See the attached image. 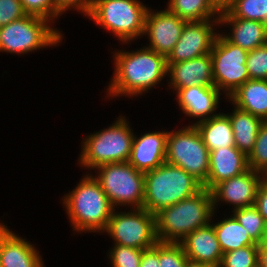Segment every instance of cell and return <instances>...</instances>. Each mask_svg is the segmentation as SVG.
<instances>
[{"label":"cell","mask_w":267,"mask_h":267,"mask_svg":"<svg viewBox=\"0 0 267 267\" xmlns=\"http://www.w3.org/2000/svg\"><path fill=\"white\" fill-rule=\"evenodd\" d=\"M112 58L114 71L105 91L108 99L138 98L167 78L166 57L145 46L135 51L115 49Z\"/></svg>","instance_id":"6da1fadb"},{"label":"cell","mask_w":267,"mask_h":267,"mask_svg":"<svg viewBox=\"0 0 267 267\" xmlns=\"http://www.w3.org/2000/svg\"><path fill=\"white\" fill-rule=\"evenodd\" d=\"M61 198L75 234H102L105 231L114 208L91 173L83 174L74 189Z\"/></svg>","instance_id":"7a4b0ae2"},{"label":"cell","mask_w":267,"mask_h":267,"mask_svg":"<svg viewBox=\"0 0 267 267\" xmlns=\"http://www.w3.org/2000/svg\"><path fill=\"white\" fill-rule=\"evenodd\" d=\"M215 214L211 191L203 188L155 214L158 242L180 243L189 233L211 223Z\"/></svg>","instance_id":"3957f363"},{"label":"cell","mask_w":267,"mask_h":267,"mask_svg":"<svg viewBox=\"0 0 267 267\" xmlns=\"http://www.w3.org/2000/svg\"><path fill=\"white\" fill-rule=\"evenodd\" d=\"M120 115L107 128L84 136L77 162L82 169L92 172L102 164L128 162L135 133L128 117Z\"/></svg>","instance_id":"277c9868"},{"label":"cell","mask_w":267,"mask_h":267,"mask_svg":"<svg viewBox=\"0 0 267 267\" xmlns=\"http://www.w3.org/2000/svg\"><path fill=\"white\" fill-rule=\"evenodd\" d=\"M143 208L156 214L163 208L190 198L203 189V185L180 167L163 163L144 173Z\"/></svg>","instance_id":"5b68a950"},{"label":"cell","mask_w":267,"mask_h":267,"mask_svg":"<svg viewBox=\"0 0 267 267\" xmlns=\"http://www.w3.org/2000/svg\"><path fill=\"white\" fill-rule=\"evenodd\" d=\"M148 8L140 0H95L87 18L125 45L143 38Z\"/></svg>","instance_id":"8992f818"},{"label":"cell","mask_w":267,"mask_h":267,"mask_svg":"<svg viewBox=\"0 0 267 267\" xmlns=\"http://www.w3.org/2000/svg\"><path fill=\"white\" fill-rule=\"evenodd\" d=\"M51 23L43 17L27 14L1 27L0 52L22 56L60 46L64 35Z\"/></svg>","instance_id":"52a82bcc"},{"label":"cell","mask_w":267,"mask_h":267,"mask_svg":"<svg viewBox=\"0 0 267 267\" xmlns=\"http://www.w3.org/2000/svg\"><path fill=\"white\" fill-rule=\"evenodd\" d=\"M93 172L91 174L100 183L114 209L143 208L144 172L137 170L129 162L102 164Z\"/></svg>","instance_id":"ba28073f"},{"label":"cell","mask_w":267,"mask_h":267,"mask_svg":"<svg viewBox=\"0 0 267 267\" xmlns=\"http://www.w3.org/2000/svg\"><path fill=\"white\" fill-rule=\"evenodd\" d=\"M210 151L195 125L168 131L166 163L177 166L197 179L207 189Z\"/></svg>","instance_id":"9c48e42d"},{"label":"cell","mask_w":267,"mask_h":267,"mask_svg":"<svg viewBox=\"0 0 267 267\" xmlns=\"http://www.w3.org/2000/svg\"><path fill=\"white\" fill-rule=\"evenodd\" d=\"M114 209L105 231L113 244L148 249L157 242L155 215L144 208Z\"/></svg>","instance_id":"30bf717a"},{"label":"cell","mask_w":267,"mask_h":267,"mask_svg":"<svg viewBox=\"0 0 267 267\" xmlns=\"http://www.w3.org/2000/svg\"><path fill=\"white\" fill-rule=\"evenodd\" d=\"M214 86L227 99L247 80H250L246 59L248 51L229 42L220 32L210 52Z\"/></svg>","instance_id":"8fae6325"},{"label":"cell","mask_w":267,"mask_h":267,"mask_svg":"<svg viewBox=\"0 0 267 267\" xmlns=\"http://www.w3.org/2000/svg\"><path fill=\"white\" fill-rule=\"evenodd\" d=\"M219 27V19L186 22L178 42L166 58L167 63L191 60L210 53Z\"/></svg>","instance_id":"7c38bea8"},{"label":"cell","mask_w":267,"mask_h":267,"mask_svg":"<svg viewBox=\"0 0 267 267\" xmlns=\"http://www.w3.org/2000/svg\"><path fill=\"white\" fill-rule=\"evenodd\" d=\"M186 22L166 7L163 10L149 7L143 34L149 43L144 46L167 58L178 42Z\"/></svg>","instance_id":"4fadbf2b"},{"label":"cell","mask_w":267,"mask_h":267,"mask_svg":"<svg viewBox=\"0 0 267 267\" xmlns=\"http://www.w3.org/2000/svg\"><path fill=\"white\" fill-rule=\"evenodd\" d=\"M265 177L249 168L240 175L219 182L210 190L214 211L218 212L217 208L221 203L232 205L233 210L255 205L259 185Z\"/></svg>","instance_id":"5bb4252c"},{"label":"cell","mask_w":267,"mask_h":267,"mask_svg":"<svg viewBox=\"0 0 267 267\" xmlns=\"http://www.w3.org/2000/svg\"><path fill=\"white\" fill-rule=\"evenodd\" d=\"M174 94L181 112L190 117L189 119L195 120L191 121V125L220 114L221 112L217 113L219 103L221 99L227 100L226 97H220L223 94L215 86L194 85L178 89Z\"/></svg>","instance_id":"9a60e30c"},{"label":"cell","mask_w":267,"mask_h":267,"mask_svg":"<svg viewBox=\"0 0 267 267\" xmlns=\"http://www.w3.org/2000/svg\"><path fill=\"white\" fill-rule=\"evenodd\" d=\"M0 267H46L39 250L0 222Z\"/></svg>","instance_id":"2e32d148"},{"label":"cell","mask_w":267,"mask_h":267,"mask_svg":"<svg viewBox=\"0 0 267 267\" xmlns=\"http://www.w3.org/2000/svg\"><path fill=\"white\" fill-rule=\"evenodd\" d=\"M169 91L197 86H214L211 54L178 63H167ZM169 78V79H168Z\"/></svg>","instance_id":"e0dca14e"},{"label":"cell","mask_w":267,"mask_h":267,"mask_svg":"<svg viewBox=\"0 0 267 267\" xmlns=\"http://www.w3.org/2000/svg\"><path fill=\"white\" fill-rule=\"evenodd\" d=\"M168 131H153L140 136L134 134L128 162L137 170L146 172L166 162Z\"/></svg>","instance_id":"ac0fdd59"},{"label":"cell","mask_w":267,"mask_h":267,"mask_svg":"<svg viewBox=\"0 0 267 267\" xmlns=\"http://www.w3.org/2000/svg\"><path fill=\"white\" fill-rule=\"evenodd\" d=\"M219 26H227L228 33L223 30L220 33L234 45L240 46L246 51H252L256 47L267 44V31L262 22L233 17L228 11L221 13Z\"/></svg>","instance_id":"d6986e66"},{"label":"cell","mask_w":267,"mask_h":267,"mask_svg":"<svg viewBox=\"0 0 267 267\" xmlns=\"http://www.w3.org/2000/svg\"><path fill=\"white\" fill-rule=\"evenodd\" d=\"M189 260L219 267L223 252L211 223L189 233L181 242Z\"/></svg>","instance_id":"ffe728a7"},{"label":"cell","mask_w":267,"mask_h":267,"mask_svg":"<svg viewBox=\"0 0 267 267\" xmlns=\"http://www.w3.org/2000/svg\"><path fill=\"white\" fill-rule=\"evenodd\" d=\"M249 169L248 156L236 146L210 151L207 189L219 182L240 175Z\"/></svg>","instance_id":"44dd1931"},{"label":"cell","mask_w":267,"mask_h":267,"mask_svg":"<svg viewBox=\"0 0 267 267\" xmlns=\"http://www.w3.org/2000/svg\"><path fill=\"white\" fill-rule=\"evenodd\" d=\"M227 102L267 121V80H247L227 99Z\"/></svg>","instance_id":"7402d4cb"},{"label":"cell","mask_w":267,"mask_h":267,"mask_svg":"<svg viewBox=\"0 0 267 267\" xmlns=\"http://www.w3.org/2000/svg\"><path fill=\"white\" fill-rule=\"evenodd\" d=\"M224 112L194 124L209 151L235 146L232 124Z\"/></svg>","instance_id":"603a6c76"},{"label":"cell","mask_w":267,"mask_h":267,"mask_svg":"<svg viewBox=\"0 0 267 267\" xmlns=\"http://www.w3.org/2000/svg\"><path fill=\"white\" fill-rule=\"evenodd\" d=\"M232 112L225 113L232 124L235 146L247 156L253 150L263 120L233 105Z\"/></svg>","instance_id":"cb8c5ba5"},{"label":"cell","mask_w":267,"mask_h":267,"mask_svg":"<svg viewBox=\"0 0 267 267\" xmlns=\"http://www.w3.org/2000/svg\"><path fill=\"white\" fill-rule=\"evenodd\" d=\"M228 214H224L226 216L218 222L211 220L222 252L226 253L245 246L258 245L250 238L248 232L236 218L232 214Z\"/></svg>","instance_id":"d4e9b609"},{"label":"cell","mask_w":267,"mask_h":267,"mask_svg":"<svg viewBox=\"0 0 267 267\" xmlns=\"http://www.w3.org/2000/svg\"><path fill=\"white\" fill-rule=\"evenodd\" d=\"M166 8L187 22L206 21L220 17L212 0H168Z\"/></svg>","instance_id":"484cf974"},{"label":"cell","mask_w":267,"mask_h":267,"mask_svg":"<svg viewBox=\"0 0 267 267\" xmlns=\"http://www.w3.org/2000/svg\"><path fill=\"white\" fill-rule=\"evenodd\" d=\"M231 211L230 213L244 227L256 244L262 245L267 241V224L255 205L231 209Z\"/></svg>","instance_id":"4316f807"},{"label":"cell","mask_w":267,"mask_h":267,"mask_svg":"<svg viewBox=\"0 0 267 267\" xmlns=\"http://www.w3.org/2000/svg\"><path fill=\"white\" fill-rule=\"evenodd\" d=\"M228 12L236 18L262 22L267 31V0H238Z\"/></svg>","instance_id":"83f0119b"},{"label":"cell","mask_w":267,"mask_h":267,"mask_svg":"<svg viewBox=\"0 0 267 267\" xmlns=\"http://www.w3.org/2000/svg\"><path fill=\"white\" fill-rule=\"evenodd\" d=\"M259 245H249L223 253L219 267H258Z\"/></svg>","instance_id":"f1b7e54d"},{"label":"cell","mask_w":267,"mask_h":267,"mask_svg":"<svg viewBox=\"0 0 267 267\" xmlns=\"http://www.w3.org/2000/svg\"><path fill=\"white\" fill-rule=\"evenodd\" d=\"M248 166L267 176V121L261 123L254 148L248 155Z\"/></svg>","instance_id":"f546056e"},{"label":"cell","mask_w":267,"mask_h":267,"mask_svg":"<svg viewBox=\"0 0 267 267\" xmlns=\"http://www.w3.org/2000/svg\"><path fill=\"white\" fill-rule=\"evenodd\" d=\"M106 254L111 267H140L143 249L112 245Z\"/></svg>","instance_id":"4dcf8cb0"},{"label":"cell","mask_w":267,"mask_h":267,"mask_svg":"<svg viewBox=\"0 0 267 267\" xmlns=\"http://www.w3.org/2000/svg\"><path fill=\"white\" fill-rule=\"evenodd\" d=\"M187 261L180 243L159 242V267H185Z\"/></svg>","instance_id":"1f68e13d"},{"label":"cell","mask_w":267,"mask_h":267,"mask_svg":"<svg viewBox=\"0 0 267 267\" xmlns=\"http://www.w3.org/2000/svg\"><path fill=\"white\" fill-rule=\"evenodd\" d=\"M246 68L250 79L267 80V44L248 51Z\"/></svg>","instance_id":"d6a6232c"},{"label":"cell","mask_w":267,"mask_h":267,"mask_svg":"<svg viewBox=\"0 0 267 267\" xmlns=\"http://www.w3.org/2000/svg\"><path fill=\"white\" fill-rule=\"evenodd\" d=\"M28 15L48 19L54 24L62 14L58 11L56 0H20ZM56 20V21H55Z\"/></svg>","instance_id":"836d02e7"},{"label":"cell","mask_w":267,"mask_h":267,"mask_svg":"<svg viewBox=\"0 0 267 267\" xmlns=\"http://www.w3.org/2000/svg\"><path fill=\"white\" fill-rule=\"evenodd\" d=\"M26 15L20 0H0V28Z\"/></svg>","instance_id":"e575fe53"},{"label":"cell","mask_w":267,"mask_h":267,"mask_svg":"<svg viewBox=\"0 0 267 267\" xmlns=\"http://www.w3.org/2000/svg\"><path fill=\"white\" fill-rule=\"evenodd\" d=\"M95 0H56L58 11L63 15L67 11H77L87 16L93 7Z\"/></svg>","instance_id":"d590c367"},{"label":"cell","mask_w":267,"mask_h":267,"mask_svg":"<svg viewBox=\"0 0 267 267\" xmlns=\"http://www.w3.org/2000/svg\"><path fill=\"white\" fill-rule=\"evenodd\" d=\"M255 206L257 207L259 213L264 217L267 224V178L265 177L261 184L259 185Z\"/></svg>","instance_id":"8d00e7d4"},{"label":"cell","mask_w":267,"mask_h":267,"mask_svg":"<svg viewBox=\"0 0 267 267\" xmlns=\"http://www.w3.org/2000/svg\"><path fill=\"white\" fill-rule=\"evenodd\" d=\"M140 267H159V242L143 250Z\"/></svg>","instance_id":"74e56055"},{"label":"cell","mask_w":267,"mask_h":267,"mask_svg":"<svg viewBox=\"0 0 267 267\" xmlns=\"http://www.w3.org/2000/svg\"><path fill=\"white\" fill-rule=\"evenodd\" d=\"M238 0H212L214 8L221 14L230 10Z\"/></svg>","instance_id":"f35d334b"},{"label":"cell","mask_w":267,"mask_h":267,"mask_svg":"<svg viewBox=\"0 0 267 267\" xmlns=\"http://www.w3.org/2000/svg\"><path fill=\"white\" fill-rule=\"evenodd\" d=\"M258 267H267V241L259 245Z\"/></svg>","instance_id":"ab89813d"},{"label":"cell","mask_w":267,"mask_h":267,"mask_svg":"<svg viewBox=\"0 0 267 267\" xmlns=\"http://www.w3.org/2000/svg\"><path fill=\"white\" fill-rule=\"evenodd\" d=\"M185 267H212V266L209 264H205V263H201V262H197V261H192V260L188 259Z\"/></svg>","instance_id":"60d3db41"}]
</instances>
